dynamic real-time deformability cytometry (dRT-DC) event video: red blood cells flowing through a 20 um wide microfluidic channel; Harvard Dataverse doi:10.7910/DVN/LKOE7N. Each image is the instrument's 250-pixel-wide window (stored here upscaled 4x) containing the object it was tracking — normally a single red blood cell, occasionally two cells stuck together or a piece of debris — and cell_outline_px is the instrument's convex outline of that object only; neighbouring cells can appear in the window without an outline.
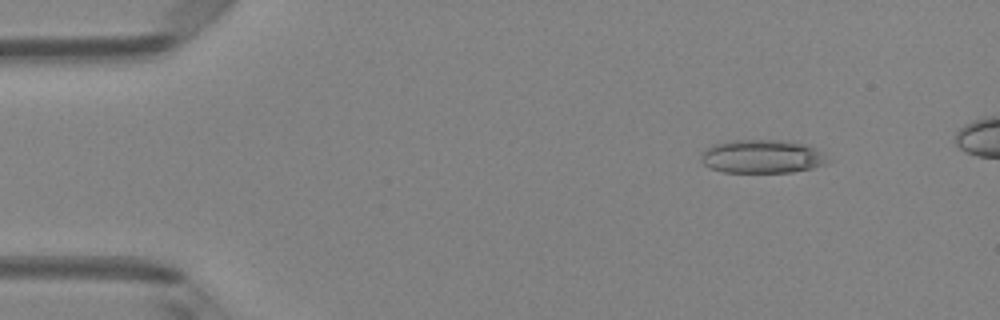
{"species": "Egyptian fruit bat (a non-hibernating species)", "species_latin": "Rousettus aegyptiacus", "temperature_condition": "room temperature", "stored_images_in_passage": 5, "camera_frame_rate_fps": 3000, "um_per_image_px": 0.085, "animal": {"sex": "female"}, "frame": {"image": 1, "passage_image": 2, "time_ms": 0.333, "image_size_px": [1000, 320], "cell_outline_px": [[828, 164], [812, 168], [792, 172], [724, 172], [708, 168], [700, 160], [700, 156], [704, 148], [712, 144], [732, 140], [780, 140], [804, 144], [820, 152], [828, 160]], "centroid_in_image_um": [64.7, 13.31], "position_along_channel_um": 20.3, "area_um2": 24.74}}